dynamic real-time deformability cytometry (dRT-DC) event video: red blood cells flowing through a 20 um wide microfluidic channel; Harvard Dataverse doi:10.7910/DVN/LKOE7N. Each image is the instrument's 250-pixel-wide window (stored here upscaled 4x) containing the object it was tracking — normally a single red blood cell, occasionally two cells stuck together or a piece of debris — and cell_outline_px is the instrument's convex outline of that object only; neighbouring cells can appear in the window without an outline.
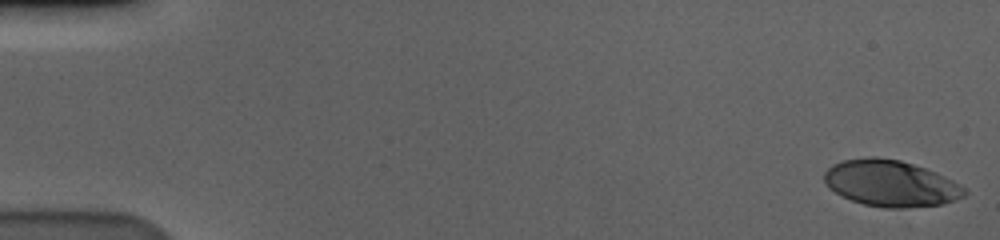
{"species": "human", "species_latin": "Homo sapiens", "temperature_condition": "cold", "stored_images_in_passage": 58, "camera_frame_rate_fps": 3000, "um_per_image_px": 0.085, "donor": {"sex": "male"}, "frame": {"image": 1, "passage_image": 1, "time_ms": 0.0, "image_size_px": [1000, 240], "cell_outline_px": [[968, 192], [964, 196], [940, 204], [904, 208], [884, 208], [864, 204], [852, 200], [828, 188], [824, 180], [824, 172], [832, 164], [844, 160], [868, 156], [876, 156], [900, 160], [936, 172], [952, 180], [964, 188]], "centroid_in_image_um": [75.68, 15.57], "position_along_channel_um": 9.3, "area_um2": 37.63}}
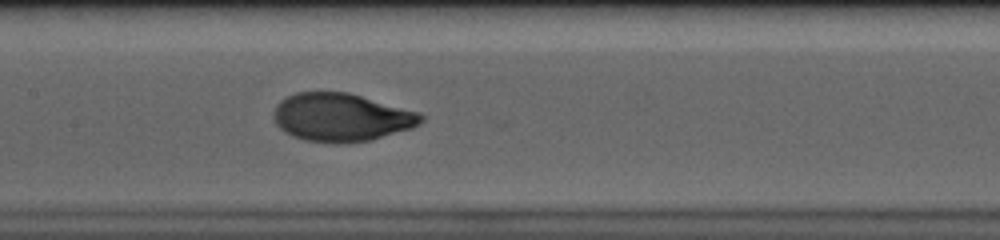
{"frame": {"image": 2, "passage_image": 29, "time_ms": 9.333, "image_size_px": [1000, 240], "cell_outline_px": [[424, 120], [420, 124], [412, 128], [372, 140], [340, 144], [332, 144], [304, 140], [292, 136], [284, 132], [276, 124], [272, 116], [276, 104], [280, 100], [296, 92], [348, 92], [420, 112], [424, 116]], "centroid_in_image_um": [29.01, 9.99], "position_along_channel_um": 178.4, "area_um2": 41.85}}
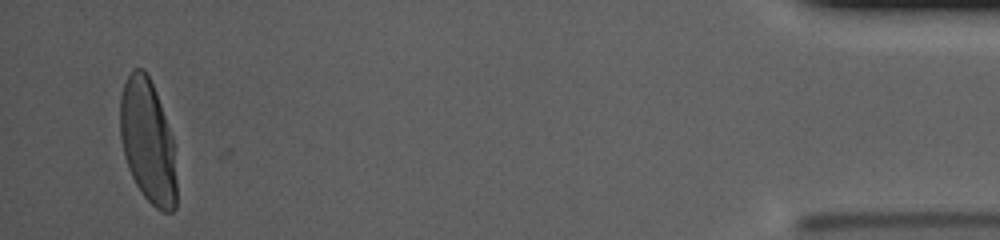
{"frame": {"image": 3, "passage_image": 56, "time_ms": 18.333, "image_size_px": [1000, 240], "cell_outline_px": [[176, 208], [172, 212], [160, 212], [144, 196], [136, 184], [128, 168], [124, 156], [120, 136], [120, 96], [124, 84], [132, 68], [144, 68], [156, 92], [172, 136], [176, 180]], "centroid_in_image_um": [12.55, 12.02], "position_along_channel_um": 422.6, "area_um2": 40.52}, "authors_computed_cell_mechanics": {"area_um2": 40.3155, "velocity_mm_per_s": 3.5673, "shape_relaxation_time_tau1_ms": 3.3602, "shape_relaxation_time_tau2_ms": null, "deformation_change_tau1": 0.1928, "deformation_change_tau2": null}}